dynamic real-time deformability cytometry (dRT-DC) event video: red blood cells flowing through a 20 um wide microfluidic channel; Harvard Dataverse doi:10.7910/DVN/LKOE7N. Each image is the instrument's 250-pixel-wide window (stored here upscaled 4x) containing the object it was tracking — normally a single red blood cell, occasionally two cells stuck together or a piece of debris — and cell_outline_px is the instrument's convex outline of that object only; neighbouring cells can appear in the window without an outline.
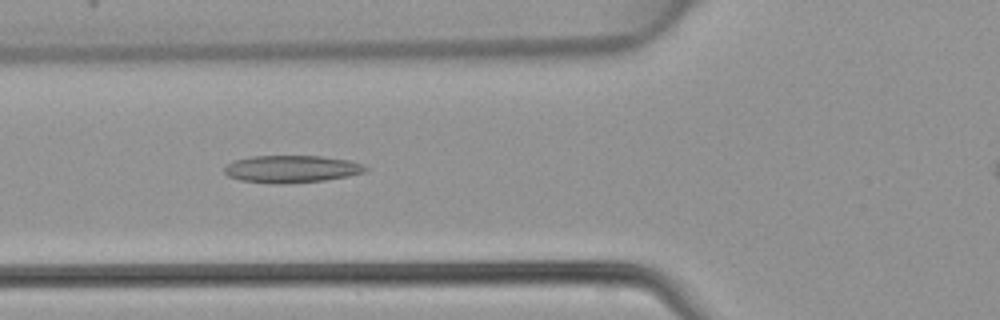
{"species": "common noctule bat (a hibernating species)", "species_latin": "Nyctalus noctula", "temperature_condition": "warm", "stored_images_in_passage": 41, "camera_frame_rate_fps": 3000, "um_per_image_px": 0.085, "animal": {"sex": "female", "body_mass_g": 22.7, "forearm_length_mm": 54.2}, "frame": {"image": 1, "passage_image": 16, "time_ms": 5.0, "image_size_px": [1000, 320], "cell_outline_px": [[368, 168], [364, 172], [348, 176], [324, 180], [284, 184], [272, 184], [240, 180], [228, 176], [224, 172], [224, 168], [228, 164], [236, 160], [252, 156], [324, 156], [348, 160], [364, 164]], "centroid_in_image_um": [24.79, 14.37], "position_along_channel_um": 101.0, "area_um2": 22.48}}
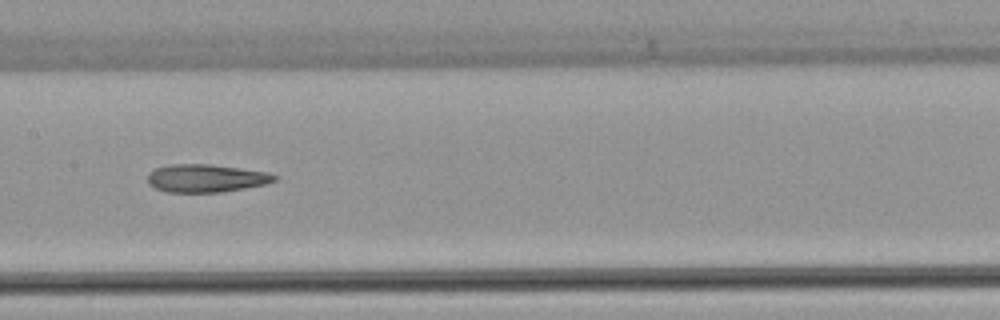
{"frame": {"image": 2, "passage_image": 22, "time_ms": 7.0, "image_size_px": [1000, 320], "cell_outline_px": [[280, 176], [276, 180], [264, 184], [244, 188], [220, 192], [164, 192], [148, 184], [148, 172], [156, 168], [172, 164], [208, 164], [240, 168], [268, 172]], "centroid_in_image_um": [17.51, 15.15], "position_along_channel_um": 189.9, "area_um2": 20.63}}
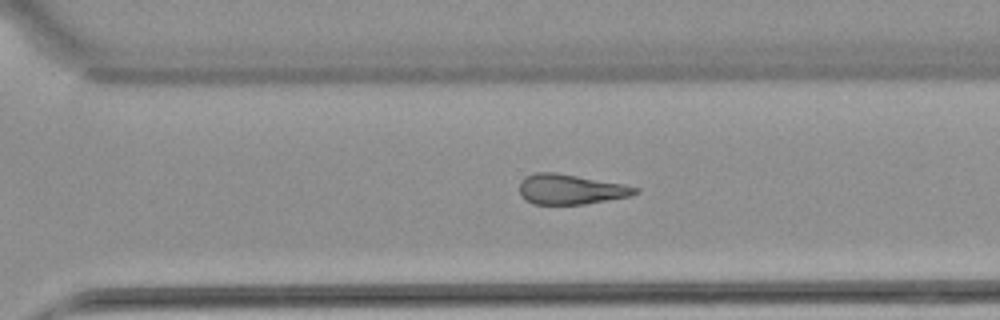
{"frame": {"image": 3, "passage_image": 31, "time_ms": 10.0, "image_size_px": [1000, 320], "cell_outline_px": [[640, 192], [632, 196], [584, 204], [532, 204], [524, 200], [520, 196], [520, 180], [524, 176], [536, 172], [556, 172], [624, 184], [640, 188]], "centroid_in_image_um": [48.5, 16.09], "position_along_channel_um": 322.1, "area_um2": 20.58}}